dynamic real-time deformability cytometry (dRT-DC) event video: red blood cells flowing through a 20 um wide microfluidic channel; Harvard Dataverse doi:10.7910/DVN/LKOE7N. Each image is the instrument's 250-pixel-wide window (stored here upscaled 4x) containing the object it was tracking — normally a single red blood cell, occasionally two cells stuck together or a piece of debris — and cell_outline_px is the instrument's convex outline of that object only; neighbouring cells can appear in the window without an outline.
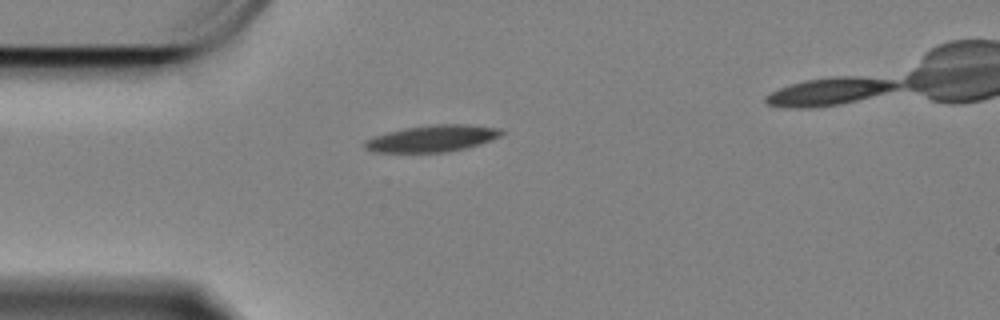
{"species": "Egyptian fruit bat (a non-hibernating species)", "species_latin": "Rousettus aegyptiacus", "temperature_condition": "cold", "stored_images_in_passage": 41, "camera_frame_rate_fps": 3000, "um_per_image_px": 0.085, "animal": {"sex": "female"}, "frame": {"image": 1, "passage_image": 1, "time_ms": 0.0, "image_size_px": [1000, 320], "cell_outline_px": [[504, 132], [500, 136], [480, 144], [464, 148], [444, 152], [372, 152], [364, 148], [364, 140], [372, 136], [404, 128], [436, 124], [464, 124], [500, 128]], "centroid_in_image_um": [36.7, 11.77], "position_along_channel_um": 48.3, "area_um2": 21.15}}
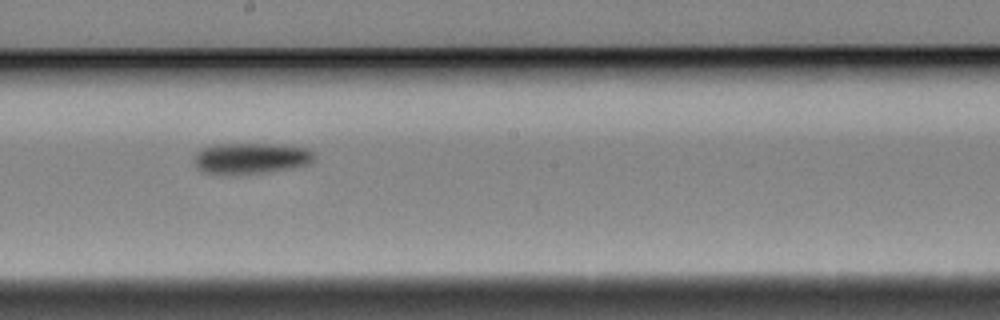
{"frame": {"image": 2, "passage_image": 18, "time_ms": 5.667, "image_size_px": [1000, 320], "cell_outline_px": [[316, 156], [308, 164], [288, 168], [264, 172], [204, 172], [196, 168], [196, 152], [212, 144], [268, 144], [308, 148]], "centroid_in_image_um": [21.34, 13.42], "position_along_channel_um": 226.9, "area_um2": 20.75}}
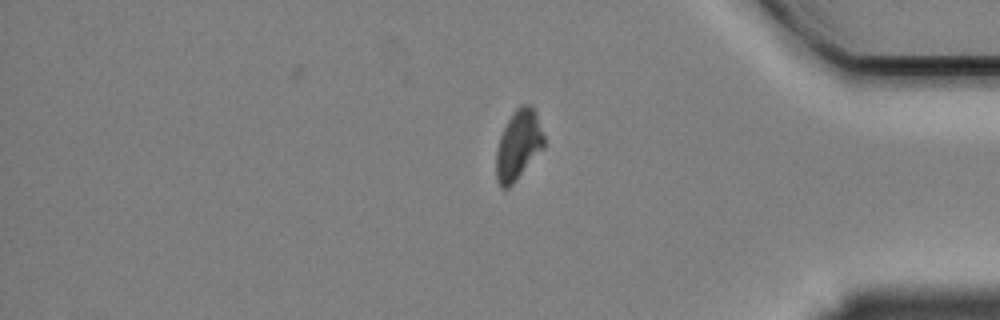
{"frame": {"image": 3, "passage_image": 35, "time_ms": 11.333, "image_size_px": [1000, 320], "cell_outline_px": [[544, 148], [512, 184], [508, 188], [500, 188], [496, 176], [496, 152], [500, 136], [508, 120], [516, 108], [520, 104], [528, 104], [536, 112], [544, 136]], "centroid_in_image_um": [44.06, 12.32], "position_along_channel_um": 391.1, "area_um2": 19.25}}